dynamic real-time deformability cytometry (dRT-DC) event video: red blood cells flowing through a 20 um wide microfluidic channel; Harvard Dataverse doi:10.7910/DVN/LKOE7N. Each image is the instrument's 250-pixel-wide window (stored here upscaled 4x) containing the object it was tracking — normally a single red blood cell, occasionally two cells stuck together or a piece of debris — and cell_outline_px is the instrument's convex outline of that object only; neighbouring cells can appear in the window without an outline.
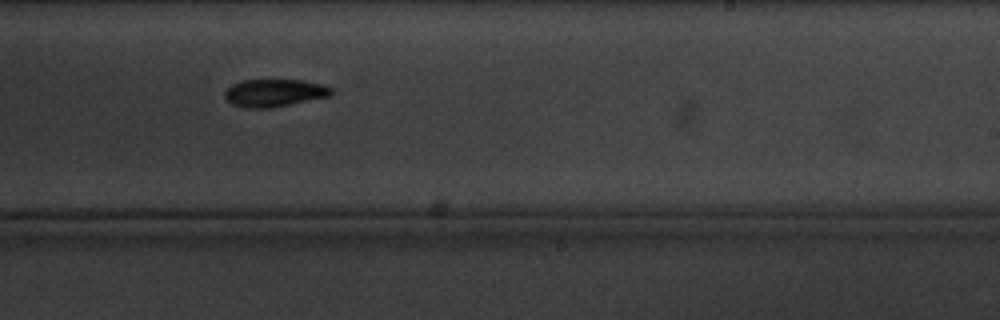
{"species": "common noctule bat (a hibernating species)", "species_latin": "Nyctalus noctula", "temperature_condition": "cold", "stored_images_in_passage": 13, "camera_frame_rate_fps": 3000, "um_per_image_px": 0.085, "animal": {"sex": "male", "body_mass_g": 20.1, "forearm_length_mm": 53.5}, "frame": {"image": 1, "passage_image": 11, "time_ms": 11.667, "image_size_px": [1000, 320], "cell_outline_px": [[332, 92], [328, 96], [272, 108], [244, 108], [232, 104], [224, 96], [224, 92], [232, 84], [240, 80], [304, 80], [324, 84], [332, 88]], "centroid_in_image_um": [23.3, 7.89], "position_along_channel_um": 265.7, "area_um2": 17.17}}